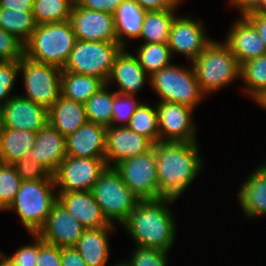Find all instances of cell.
<instances>
[{"label": "cell", "mask_w": 266, "mask_h": 266, "mask_svg": "<svg viewBox=\"0 0 266 266\" xmlns=\"http://www.w3.org/2000/svg\"><path fill=\"white\" fill-rule=\"evenodd\" d=\"M156 154L160 199H178L199 174L202 159L197 142L153 144Z\"/></svg>", "instance_id": "1"}, {"label": "cell", "mask_w": 266, "mask_h": 266, "mask_svg": "<svg viewBox=\"0 0 266 266\" xmlns=\"http://www.w3.org/2000/svg\"><path fill=\"white\" fill-rule=\"evenodd\" d=\"M174 199L139 201L121 224L135 241L136 247L170 251L176 240V221L169 208Z\"/></svg>", "instance_id": "2"}, {"label": "cell", "mask_w": 266, "mask_h": 266, "mask_svg": "<svg viewBox=\"0 0 266 266\" xmlns=\"http://www.w3.org/2000/svg\"><path fill=\"white\" fill-rule=\"evenodd\" d=\"M76 40L70 20L38 24L25 43V56L63 68Z\"/></svg>", "instance_id": "3"}, {"label": "cell", "mask_w": 266, "mask_h": 266, "mask_svg": "<svg viewBox=\"0 0 266 266\" xmlns=\"http://www.w3.org/2000/svg\"><path fill=\"white\" fill-rule=\"evenodd\" d=\"M201 91L207 96L240 79V64L230 48L213 39L192 62Z\"/></svg>", "instance_id": "4"}, {"label": "cell", "mask_w": 266, "mask_h": 266, "mask_svg": "<svg viewBox=\"0 0 266 266\" xmlns=\"http://www.w3.org/2000/svg\"><path fill=\"white\" fill-rule=\"evenodd\" d=\"M56 191L54 180L22 181L13 202L5 211H16L28 232L37 234L57 202Z\"/></svg>", "instance_id": "5"}, {"label": "cell", "mask_w": 266, "mask_h": 266, "mask_svg": "<svg viewBox=\"0 0 266 266\" xmlns=\"http://www.w3.org/2000/svg\"><path fill=\"white\" fill-rule=\"evenodd\" d=\"M150 86L160 98L158 102H173L196 108L206 95L201 91L191 64L184 67L170 64L150 76Z\"/></svg>", "instance_id": "6"}, {"label": "cell", "mask_w": 266, "mask_h": 266, "mask_svg": "<svg viewBox=\"0 0 266 266\" xmlns=\"http://www.w3.org/2000/svg\"><path fill=\"white\" fill-rule=\"evenodd\" d=\"M122 49L117 42L77 39L62 71L95 76L106 84L115 59Z\"/></svg>", "instance_id": "7"}, {"label": "cell", "mask_w": 266, "mask_h": 266, "mask_svg": "<svg viewBox=\"0 0 266 266\" xmlns=\"http://www.w3.org/2000/svg\"><path fill=\"white\" fill-rule=\"evenodd\" d=\"M91 191L107 220L120 226L140 201L114 167L105 169Z\"/></svg>", "instance_id": "8"}, {"label": "cell", "mask_w": 266, "mask_h": 266, "mask_svg": "<svg viewBox=\"0 0 266 266\" xmlns=\"http://www.w3.org/2000/svg\"><path fill=\"white\" fill-rule=\"evenodd\" d=\"M19 72L23 76L24 97L49 110L61 95L62 68L24 56L19 61Z\"/></svg>", "instance_id": "9"}, {"label": "cell", "mask_w": 266, "mask_h": 266, "mask_svg": "<svg viewBox=\"0 0 266 266\" xmlns=\"http://www.w3.org/2000/svg\"><path fill=\"white\" fill-rule=\"evenodd\" d=\"M156 166L153 146L145 153L122 160L114 168L133 194L144 201L160 199Z\"/></svg>", "instance_id": "10"}, {"label": "cell", "mask_w": 266, "mask_h": 266, "mask_svg": "<svg viewBox=\"0 0 266 266\" xmlns=\"http://www.w3.org/2000/svg\"><path fill=\"white\" fill-rule=\"evenodd\" d=\"M105 158L67 156L53 174L58 192L91 191L107 168Z\"/></svg>", "instance_id": "11"}, {"label": "cell", "mask_w": 266, "mask_h": 266, "mask_svg": "<svg viewBox=\"0 0 266 266\" xmlns=\"http://www.w3.org/2000/svg\"><path fill=\"white\" fill-rule=\"evenodd\" d=\"M159 141L197 142L194 109L173 102H157Z\"/></svg>", "instance_id": "12"}, {"label": "cell", "mask_w": 266, "mask_h": 266, "mask_svg": "<svg viewBox=\"0 0 266 266\" xmlns=\"http://www.w3.org/2000/svg\"><path fill=\"white\" fill-rule=\"evenodd\" d=\"M204 24L188 16L175 17L169 34L168 46L171 54L185 55L193 62L213 41L206 35Z\"/></svg>", "instance_id": "13"}, {"label": "cell", "mask_w": 266, "mask_h": 266, "mask_svg": "<svg viewBox=\"0 0 266 266\" xmlns=\"http://www.w3.org/2000/svg\"><path fill=\"white\" fill-rule=\"evenodd\" d=\"M70 22L78 40L117 42L112 13L73 5Z\"/></svg>", "instance_id": "14"}, {"label": "cell", "mask_w": 266, "mask_h": 266, "mask_svg": "<svg viewBox=\"0 0 266 266\" xmlns=\"http://www.w3.org/2000/svg\"><path fill=\"white\" fill-rule=\"evenodd\" d=\"M3 128L38 132L48 123L49 110L24 97L14 95L0 108Z\"/></svg>", "instance_id": "15"}, {"label": "cell", "mask_w": 266, "mask_h": 266, "mask_svg": "<svg viewBox=\"0 0 266 266\" xmlns=\"http://www.w3.org/2000/svg\"><path fill=\"white\" fill-rule=\"evenodd\" d=\"M85 227L57 201L37 235L60 248L75 247Z\"/></svg>", "instance_id": "16"}, {"label": "cell", "mask_w": 266, "mask_h": 266, "mask_svg": "<svg viewBox=\"0 0 266 266\" xmlns=\"http://www.w3.org/2000/svg\"><path fill=\"white\" fill-rule=\"evenodd\" d=\"M153 143L127 126H110L106 130L105 159L108 167L147 152Z\"/></svg>", "instance_id": "17"}, {"label": "cell", "mask_w": 266, "mask_h": 266, "mask_svg": "<svg viewBox=\"0 0 266 266\" xmlns=\"http://www.w3.org/2000/svg\"><path fill=\"white\" fill-rule=\"evenodd\" d=\"M238 19L231 25L224 43L241 65L248 60L265 55L266 49L254 24L246 16Z\"/></svg>", "instance_id": "18"}, {"label": "cell", "mask_w": 266, "mask_h": 266, "mask_svg": "<svg viewBox=\"0 0 266 266\" xmlns=\"http://www.w3.org/2000/svg\"><path fill=\"white\" fill-rule=\"evenodd\" d=\"M145 82L150 85V76L140 65L137 56L123 48L115 59L106 84H115L118 87L117 93L135 96L143 89Z\"/></svg>", "instance_id": "19"}, {"label": "cell", "mask_w": 266, "mask_h": 266, "mask_svg": "<svg viewBox=\"0 0 266 266\" xmlns=\"http://www.w3.org/2000/svg\"><path fill=\"white\" fill-rule=\"evenodd\" d=\"M57 201L85 229L115 226L104 216L92 191L57 192Z\"/></svg>", "instance_id": "20"}, {"label": "cell", "mask_w": 266, "mask_h": 266, "mask_svg": "<svg viewBox=\"0 0 266 266\" xmlns=\"http://www.w3.org/2000/svg\"><path fill=\"white\" fill-rule=\"evenodd\" d=\"M107 127L87 121L65 137L66 153L76 158H105Z\"/></svg>", "instance_id": "21"}, {"label": "cell", "mask_w": 266, "mask_h": 266, "mask_svg": "<svg viewBox=\"0 0 266 266\" xmlns=\"http://www.w3.org/2000/svg\"><path fill=\"white\" fill-rule=\"evenodd\" d=\"M28 157L39 161L53 175L67 157L65 137L48 122L37 132Z\"/></svg>", "instance_id": "22"}, {"label": "cell", "mask_w": 266, "mask_h": 266, "mask_svg": "<svg viewBox=\"0 0 266 266\" xmlns=\"http://www.w3.org/2000/svg\"><path fill=\"white\" fill-rule=\"evenodd\" d=\"M116 227L85 229L75 248L87 266H106L110 257L109 233H114Z\"/></svg>", "instance_id": "23"}, {"label": "cell", "mask_w": 266, "mask_h": 266, "mask_svg": "<svg viewBox=\"0 0 266 266\" xmlns=\"http://www.w3.org/2000/svg\"><path fill=\"white\" fill-rule=\"evenodd\" d=\"M238 192V202L250 218L266 216V172L259 166L248 175Z\"/></svg>", "instance_id": "24"}, {"label": "cell", "mask_w": 266, "mask_h": 266, "mask_svg": "<svg viewBox=\"0 0 266 266\" xmlns=\"http://www.w3.org/2000/svg\"><path fill=\"white\" fill-rule=\"evenodd\" d=\"M84 104L60 95L49 109L48 122L64 137L87 122Z\"/></svg>", "instance_id": "25"}, {"label": "cell", "mask_w": 266, "mask_h": 266, "mask_svg": "<svg viewBox=\"0 0 266 266\" xmlns=\"http://www.w3.org/2000/svg\"><path fill=\"white\" fill-rule=\"evenodd\" d=\"M146 12L136 1L123 0L113 13L117 43L123 48L127 40L140 37Z\"/></svg>", "instance_id": "26"}, {"label": "cell", "mask_w": 266, "mask_h": 266, "mask_svg": "<svg viewBox=\"0 0 266 266\" xmlns=\"http://www.w3.org/2000/svg\"><path fill=\"white\" fill-rule=\"evenodd\" d=\"M37 132L3 128L0 163L13 165L31 151Z\"/></svg>", "instance_id": "27"}, {"label": "cell", "mask_w": 266, "mask_h": 266, "mask_svg": "<svg viewBox=\"0 0 266 266\" xmlns=\"http://www.w3.org/2000/svg\"><path fill=\"white\" fill-rule=\"evenodd\" d=\"M105 83L90 75L61 72V95L67 99L84 104Z\"/></svg>", "instance_id": "28"}, {"label": "cell", "mask_w": 266, "mask_h": 266, "mask_svg": "<svg viewBox=\"0 0 266 266\" xmlns=\"http://www.w3.org/2000/svg\"><path fill=\"white\" fill-rule=\"evenodd\" d=\"M176 9L147 11L141 30L143 43H168L169 34Z\"/></svg>", "instance_id": "29"}, {"label": "cell", "mask_w": 266, "mask_h": 266, "mask_svg": "<svg viewBox=\"0 0 266 266\" xmlns=\"http://www.w3.org/2000/svg\"><path fill=\"white\" fill-rule=\"evenodd\" d=\"M32 12L0 7V27L26 43L36 28Z\"/></svg>", "instance_id": "30"}, {"label": "cell", "mask_w": 266, "mask_h": 266, "mask_svg": "<svg viewBox=\"0 0 266 266\" xmlns=\"http://www.w3.org/2000/svg\"><path fill=\"white\" fill-rule=\"evenodd\" d=\"M108 88L107 84L103 85L84 103L87 120L105 127L111 126L114 100V92Z\"/></svg>", "instance_id": "31"}, {"label": "cell", "mask_w": 266, "mask_h": 266, "mask_svg": "<svg viewBox=\"0 0 266 266\" xmlns=\"http://www.w3.org/2000/svg\"><path fill=\"white\" fill-rule=\"evenodd\" d=\"M240 78L245 86L243 90L254 100L266 89V54L242 63Z\"/></svg>", "instance_id": "32"}, {"label": "cell", "mask_w": 266, "mask_h": 266, "mask_svg": "<svg viewBox=\"0 0 266 266\" xmlns=\"http://www.w3.org/2000/svg\"><path fill=\"white\" fill-rule=\"evenodd\" d=\"M127 127L146 137L153 144L159 142V125L156 105L154 107L149 103H145V101H141Z\"/></svg>", "instance_id": "33"}, {"label": "cell", "mask_w": 266, "mask_h": 266, "mask_svg": "<svg viewBox=\"0 0 266 266\" xmlns=\"http://www.w3.org/2000/svg\"><path fill=\"white\" fill-rule=\"evenodd\" d=\"M136 56L144 71L152 76L155 72L170 65L172 54L168 43H142Z\"/></svg>", "instance_id": "34"}, {"label": "cell", "mask_w": 266, "mask_h": 266, "mask_svg": "<svg viewBox=\"0 0 266 266\" xmlns=\"http://www.w3.org/2000/svg\"><path fill=\"white\" fill-rule=\"evenodd\" d=\"M73 4L68 0H34L32 14L36 24L70 19Z\"/></svg>", "instance_id": "35"}, {"label": "cell", "mask_w": 266, "mask_h": 266, "mask_svg": "<svg viewBox=\"0 0 266 266\" xmlns=\"http://www.w3.org/2000/svg\"><path fill=\"white\" fill-rule=\"evenodd\" d=\"M21 183L13 165L0 163V211L11 205Z\"/></svg>", "instance_id": "36"}, {"label": "cell", "mask_w": 266, "mask_h": 266, "mask_svg": "<svg viewBox=\"0 0 266 266\" xmlns=\"http://www.w3.org/2000/svg\"><path fill=\"white\" fill-rule=\"evenodd\" d=\"M140 103L134 95L120 94L115 91L111 126H127Z\"/></svg>", "instance_id": "37"}, {"label": "cell", "mask_w": 266, "mask_h": 266, "mask_svg": "<svg viewBox=\"0 0 266 266\" xmlns=\"http://www.w3.org/2000/svg\"><path fill=\"white\" fill-rule=\"evenodd\" d=\"M168 253L161 249L137 246L125 263L128 266H167Z\"/></svg>", "instance_id": "38"}, {"label": "cell", "mask_w": 266, "mask_h": 266, "mask_svg": "<svg viewBox=\"0 0 266 266\" xmlns=\"http://www.w3.org/2000/svg\"><path fill=\"white\" fill-rule=\"evenodd\" d=\"M25 56V43L0 27V61L17 62Z\"/></svg>", "instance_id": "39"}, {"label": "cell", "mask_w": 266, "mask_h": 266, "mask_svg": "<svg viewBox=\"0 0 266 266\" xmlns=\"http://www.w3.org/2000/svg\"><path fill=\"white\" fill-rule=\"evenodd\" d=\"M13 166L22 181L54 180L53 175L39 161L28 155L16 161Z\"/></svg>", "instance_id": "40"}, {"label": "cell", "mask_w": 266, "mask_h": 266, "mask_svg": "<svg viewBox=\"0 0 266 266\" xmlns=\"http://www.w3.org/2000/svg\"><path fill=\"white\" fill-rule=\"evenodd\" d=\"M19 74V61H0V108L13 97L11 92Z\"/></svg>", "instance_id": "41"}, {"label": "cell", "mask_w": 266, "mask_h": 266, "mask_svg": "<svg viewBox=\"0 0 266 266\" xmlns=\"http://www.w3.org/2000/svg\"><path fill=\"white\" fill-rule=\"evenodd\" d=\"M30 235L34 238V243L24 245L11 256H7L16 266H36L39 255V236L37 234Z\"/></svg>", "instance_id": "42"}, {"label": "cell", "mask_w": 266, "mask_h": 266, "mask_svg": "<svg viewBox=\"0 0 266 266\" xmlns=\"http://www.w3.org/2000/svg\"><path fill=\"white\" fill-rule=\"evenodd\" d=\"M36 266H61V248L39 237V255Z\"/></svg>", "instance_id": "43"}, {"label": "cell", "mask_w": 266, "mask_h": 266, "mask_svg": "<svg viewBox=\"0 0 266 266\" xmlns=\"http://www.w3.org/2000/svg\"><path fill=\"white\" fill-rule=\"evenodd\" d=\"M123 0H81L79 5L91 10L114 13Z\"/></svg>", "instance_id": "44"}, {"label": "cell", "mask_w": 266, "mask_h": 266, "mask_svg": "<svg viewBox=\"0 0 266 266\" xmlns=\"http://www.w3.org/2000/svg\"><path fill=\"white\" fill-rule=\"evenodd\" d=\"M147 11L178 9L183 0H134Z\"/></svg>", "instance_id": "45"}, {"label": "cell", "mask_w": 266, "mask_h": 266, "mask_svg": "<svg viewBox=\"0 0 266 266\" xmlns=\"http://www.w3.org/2000/svg\"><path fill=\"white\" fill-rule=\"evenodd\" d=\"M61 266H87L75 247L61 248Z\"/></svg>", "instance_id": "46"}, {"label": "cell", "mask_w": 266, "mask_h": 266, "mask_svg": "<svg viewBox=\"0 0 266 266\" xmlns=\"http://www.w3.org/2000/svg\"><path fill=\"white\" fill-rule=\"evenodd\" d=\"M262 0H229L230 5L238 9L240 16H246L248 13L255 12Z\"/></svg>", "instance_id": "47"}, {"label": "cell", "mask_w": 266, "mask_h": 266, "mask_svg": "<svg viewBox=\"0 0 266 266\" xmlns=\"http://www.w3.org/2000/svg\"><path fill=\"white\" fill-rule=\"evenodd\" d=\"M246 17L254 24L257 28L259 35L264 43L266 49V14H260L257 12H251Z\"/></svg>", "instance_id": "48"}, {"label": "cell", "mask_w": 266, "mask_h": 266, "mask_svg": "<svg viewBox=\"0 0 266 266\" xmlns=\"http://www.w3.org/2000/svg\"><path fill=\"white\" fill-rule=\"evenodd\" d=\"M34 0H0V7L32 12Z\"/></svg>", "instance_id": "49"}, {"label": "cell", "mask_w": 266, "mask_h": 266, "mask_svg": "<svg viewBox=\"0 0 266 266\" xmlns=\"http://www.w3.org/2000/svg\"><path fill=\"white\" fill-rule=\"evenodd\" d=\"M254 101L266 111V89L260 93Z\"/></svg>", "instance_id": "50"}, {"label": "cell", "mask_w": 266, "mask_h": 266, "mask_svg": "<svg viewBox=\"0 0 266 266\" xmlns=\"http://www.w3.org/2000/svg\"><path fill=\"white\" fill-rule=\"evenodd\" d=\"M0 266H16L8 257L7 255H4V253H1L0 250Z\"/></svg>", "instance_id": "51"}, {"label": "cell", "mask_w": 266, "mask_h": 266, "mask_svg": "<svg viewBox=\"0 0 266 266\" xmlns=\"http://www.w3.org/2000/svg\"><path fill=\"white\" fill-rule=\"evenodd\" d=\"M260 14H266V0H262L260 7L255 11Z\"/></svg>", "instance_id": "52"}, {"label": "cell", "mask_w": 266, "mask_h": 266, "mask_svg": "<svg viewBox=\"0 0 266 266\" xmlns=\"http://www.w3.org/2000/svg\"><path fill=\"white\" fill-rule=\"evenodd\" d=\"M2 132H3V125H2V118H1V115H0V145H1Z\"/></svg>", "instance_id": "53"}, {"label": "cell", "mask_w": 266, "mask_h": 266, "mask_svg": "<svg viewBox=\"0 0 266 266\" xmlns=\"http://www.w3.org/2000/svg\"><path fill=\"white\" fill-rule=\"evenodd\" d=\"M124 261V262H123ZM122 262H118L116 263L114 266H128L126 263H125V260H123Z\"/></svg>", "instance_id": "54"}, {"label": "cell", "mask_w": 266, "mask_h": 266, "mask_svg": "<svg viewBox=\"0 0 266 266\" xmlns=\"http://www.w3.org/2000/svg\"><path fill=\"white\" fill-rule=\"evenodd\" d=\"M70 3H72L73 5H77L81 2V0H68Z\"/></svg>", "instance_id": "55"}, {"label": "cell", "mask_w": 266, "mask_h": 266, "mask_svg": "<svg viewBox=\"0 0 266 266\" xmlns=\"http://www.w3.org/2000/svg\"><path fill=\"white\" fill-rule=\"evenodd\" d=\"M265 163L263 165H259L265 172H266V161H264Z\"/></svg>", "instance_id": "56"}]
</instances>
